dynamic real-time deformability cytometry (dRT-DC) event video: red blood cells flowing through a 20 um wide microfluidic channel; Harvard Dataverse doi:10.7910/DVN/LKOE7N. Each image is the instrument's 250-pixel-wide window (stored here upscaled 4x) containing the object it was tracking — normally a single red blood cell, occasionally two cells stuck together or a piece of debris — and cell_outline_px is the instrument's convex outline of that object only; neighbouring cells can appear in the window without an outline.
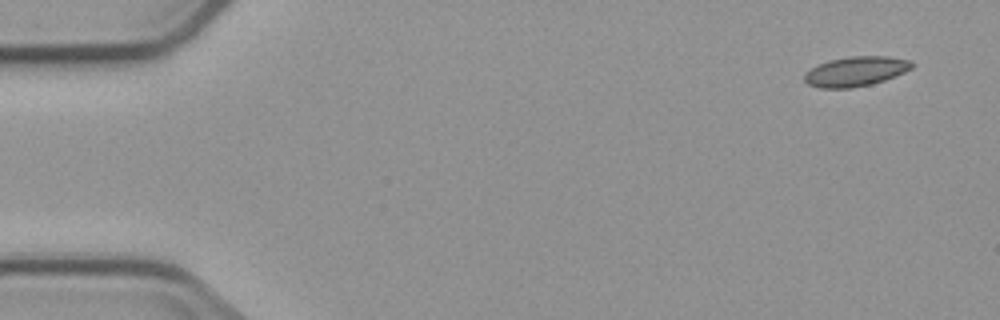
{"species": "common noctule bat (a hibernating species)", "species_latin": "Nyctalus noctula", "temperature_condition": "cold", "stored_images_in_passage": 5, "segment_of_instrument_passage": [1, 2], "camera_frame_rate_fps": 3000, "um_per_image_px": 0.085, "animal": {"sex": "male", "body_mass_g": 23.1, "forearm_length_mm": 52.7}, "frame": {"image": 1, "passage_image": 1, "time_ms": 0.0, "image_size_px": [1000, 320], "cell_outline_px": [[916, 64], [912, 68], [904, 72], [884, 80], [872, 84], [852, 88], [820, 88], [808, 84], [804, 80], [804, 76], [812, 68], [828, 60], [852, 56], [888, 56], [912, 60]], "centroid_in_image_um": [72.79, 6.06], "position_along_channel_um": 12.2, "area_um2": 18.61}}